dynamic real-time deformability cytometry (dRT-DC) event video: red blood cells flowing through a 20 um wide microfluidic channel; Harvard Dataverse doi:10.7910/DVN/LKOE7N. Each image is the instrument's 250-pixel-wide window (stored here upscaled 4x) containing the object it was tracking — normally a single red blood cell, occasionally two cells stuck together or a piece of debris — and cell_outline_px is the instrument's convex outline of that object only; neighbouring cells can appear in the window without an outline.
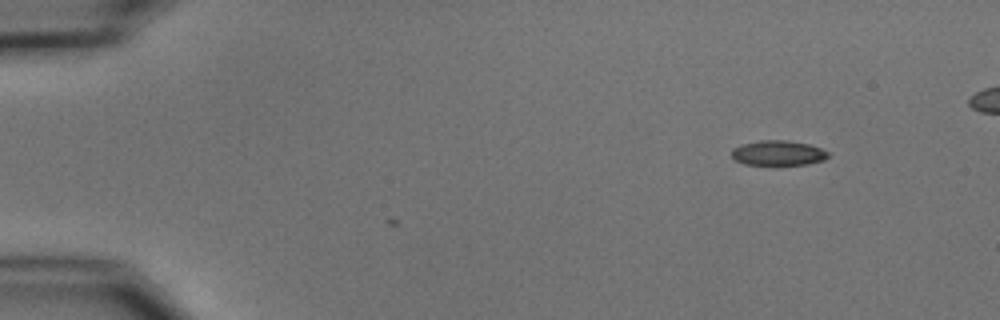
{"species": "common noctule bat (a hibernating species)", "species_latin": "Nyctalus noctula", "temperature_condition": "cold", "stored_images_in_passage": 2, "camera_frame_rate_fps": 3000, "um_per_image_px": 0.085, "animal": {"sex": "male", "body_mass_g": 15.6}, "frame": {"image": 1, "passage_image": 2, "time_ms": 2.0, "image_size_px": [1000, 320], "cell_outline_px": [[828, 156], [824, 160], [808, 164], [744, 164], [736, 160], [732, 156], [732, 148], [740, 144], [760, 140], [788, 140], [808, 144], [820, 148], [828, 152]], "centroid_in_image_um": [66.12, 12.99], "position_along_channel_um": 18.9, "area_um2": 13.93}}